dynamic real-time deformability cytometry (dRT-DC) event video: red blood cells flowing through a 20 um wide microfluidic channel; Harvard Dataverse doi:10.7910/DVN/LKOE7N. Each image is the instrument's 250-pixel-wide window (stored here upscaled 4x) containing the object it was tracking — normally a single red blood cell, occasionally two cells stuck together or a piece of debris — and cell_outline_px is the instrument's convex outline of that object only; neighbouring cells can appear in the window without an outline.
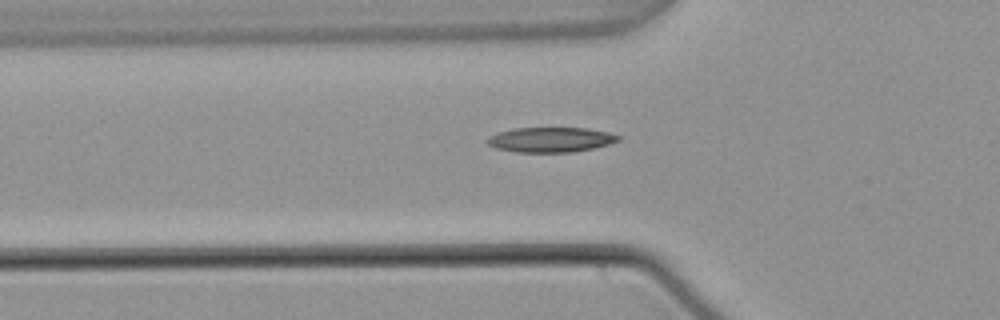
{"species": "common noctule bat (a hibernating species)", "species_latin": "Nyctalus noctula", "temperature_condition": "warm", "stored_images_in_passage": 38, "camera_frame_rate_fps": 3000, "um_per_image_px": 0.085, "animal": {"sex": "male", "body_mass_g": 21.5, "forearm_length_mm": 52.0}, "frame": {"image": 1, "passage_image": 3, "time_ms": 0.667, "image_size_px": [1000, 320], "cell_outline_px": [[620, 140], [608, 144], [592, 148], [572, 152], [516, 152], [496, 148], [488, 144], [484, 140], [488, 136], [496, 132], [512, 128], [588, 128], [608, 132], [620, 136]], "centroid_in_image_um": [46.75, 11.86], "position_along_channel_um": 79.1, "area_um2": 19.13}}
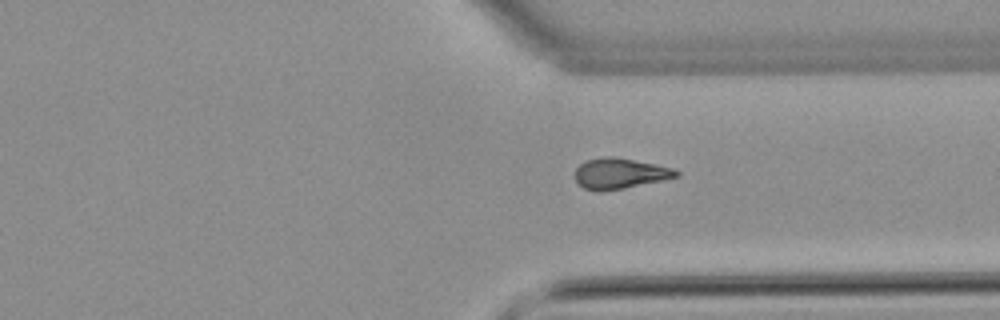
{"frame": {"image": 2, "passage_image": 25, "time_ms": 8.0, "image_size_px": [1000, 320], "cell_outline_px": [[680, 176], [624, 188], [596, 192], [584, 188], [576, 180], [576, 168], [580, 164], [588, 160], [604, 156], [616, 156], [656, 164], [672, 168], [680, 172]], "centroid_in_image_um": [52.69, 14.73], "position_along_channel_um": 358.7, "area_um2": 17.98}}
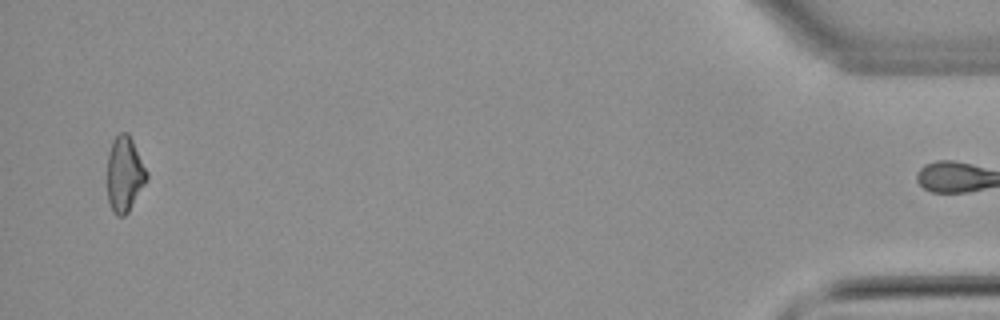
{"frame": {"image": 3, "passage_image": 37, "time_ms": 12.0, "image_size_px": [1000, 320], "cell_outline_px": [[148, 176], [144, 184], [128, 212], [124, 216], [116, 216], [112, 212], [108, 200], [108, 152], [112, 140], [120, 132], [128, 132], [148, 172]], "centroid_in_image_um": [10.58, 14.79], "position_along_channel_um": 424.6, "area_um2": 17.22}, "authors_computed_cell_mechanics": {"area_um2": 17.918, "velocity_mm_per_s": 3.8042, "shape_relaxation_time_tau1_ms": 11.2043, "shape_relaxation_time_tau2_ms": 4.1973, "deformation_change_tau1": 0.2432, "deformation_change_tau2": 0.1222}}